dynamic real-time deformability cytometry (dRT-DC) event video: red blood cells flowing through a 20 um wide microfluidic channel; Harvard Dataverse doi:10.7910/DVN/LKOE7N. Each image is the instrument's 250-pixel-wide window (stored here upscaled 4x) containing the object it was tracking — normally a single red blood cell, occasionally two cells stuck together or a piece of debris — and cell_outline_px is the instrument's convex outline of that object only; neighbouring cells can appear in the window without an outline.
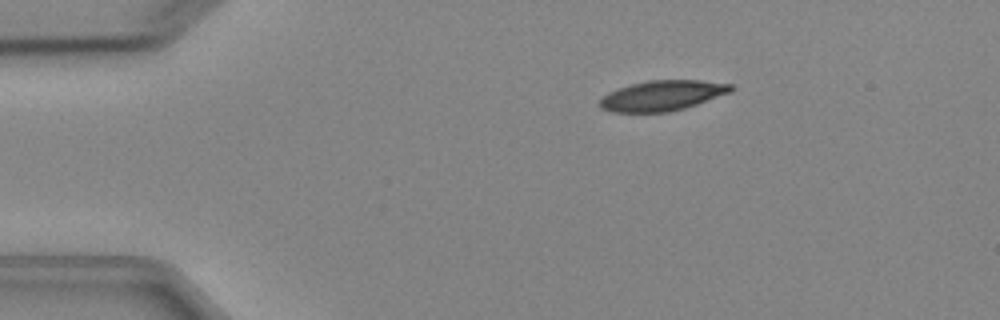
{"species": "Egyptian fruit bat (a non-hibernating species)", "species_latin": "Rousettus aegyptiacus", "temperature_condition": "cold", "stored_images_in_passage": 6, "camera_frame_rate_fps": 3000, "um_per_image_px": 0.085, "animal": {"sex": "female"}, "frame": {"image": 1, "passage_image": 2, "time_ms": 2.0, "image_size_px": [1000, 320], "cell_outline_px": [[732, 92], [684, 108], [668, 112], [612, 112], [600, 108], [596, 104], [608, 92], [632, 84], [648, 80], [700, 80], [732, 84]], "centroid_in_image_um": [56.27, 8.13], "position_along_channel_um": 28.7, "area_um2": 23.06}}
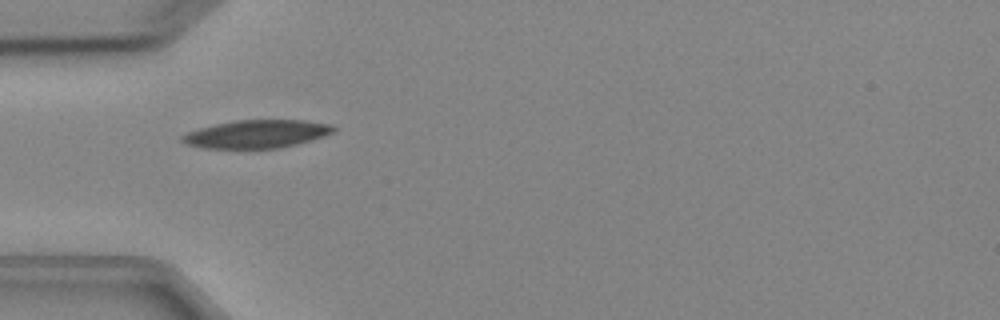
{"frame": {"image": 2, "passage_image": 4, "time_ms": 4.333, "image_size_px": [1000, 320], "cell_outline_px": [[336, 128], [332, 132], [324, 136], [312, 140], [280, 148], [204, 148], [188, 144], [180, 140], [180, 136], [188, 132], [200, 128], [216, 124], [236, 120], [304, 120], [332, 124]], "centroid_in_image_um": [21.84, 11.38], "position_along_channel_um": 63.2, "area_um2": 24.62}}
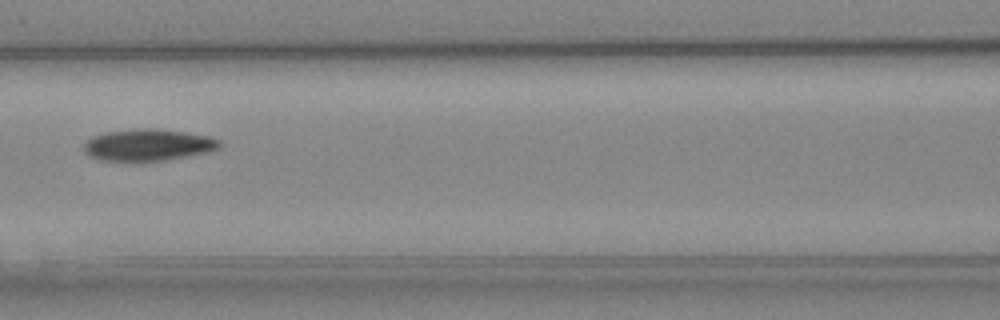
{"frame": {"image": 3, "passage_image": 6, "time_ms": 6.667, "image_size_px": [1000, 320], "cell_outline_px": [[220, 148], [208, 152], [164, 160], [140, 164], [100, 160], [88, 156], [84, 152], [84, 144], [92, 136], [104, 132], [136, 128], [152, 128], [184, 132], [212, 136], [220, 140]], "centroid_in_image_um": [12.54, 12.35], "position_along_channel_um": 154.1, "area_um2": 25.95}}